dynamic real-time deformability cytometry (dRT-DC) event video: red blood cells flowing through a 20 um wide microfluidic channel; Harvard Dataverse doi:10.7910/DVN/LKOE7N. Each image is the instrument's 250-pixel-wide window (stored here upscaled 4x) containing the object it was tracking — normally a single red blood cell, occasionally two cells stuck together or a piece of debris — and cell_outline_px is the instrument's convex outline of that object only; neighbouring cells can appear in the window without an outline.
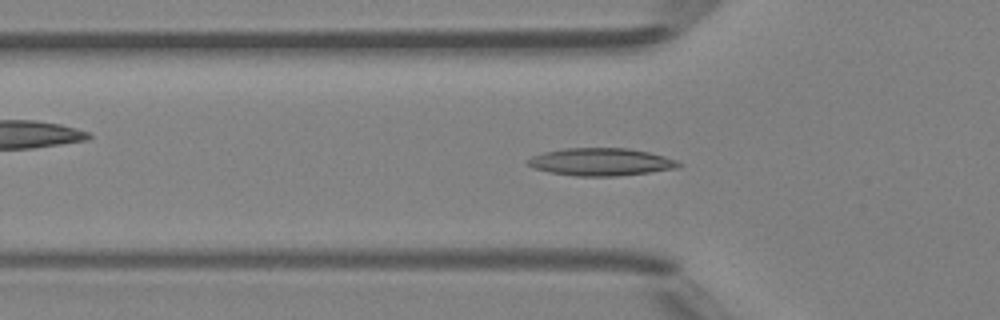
{"species": "Egyptian fruit bat (a non-hibernating species)", "species_latin": "Rousettus aegyptiacus", "temperature_condition": "room temperature", "stored_images_in_passage": 34, "camera_frame_rate_fps": 3000, "um_per_image_px": 0.085, "animal": {"sex": "female"}, "frame": {"image": 1, "passage_image": 3, "time_ms": 0.667, "image_size_px": [1000, 320], "cell_outline_px": [[680, 168], [616, 176], [576, 176], [548, 172], [532, 168], [524, 164], [524, 160], [532, 156], [544, 152], [564, 148], [628, 148], [648, 152], [664, 156], [676, 160], [680, 164]], "centroid_in_image_um": [51.0, 13.76], "position_along_channel_um": 74.8, "area_um2": 24.39}}
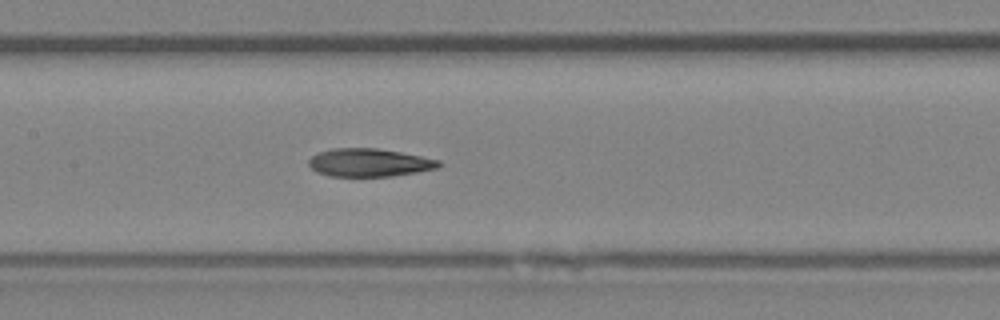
{"frame": {"image": 2, "passage_image": 10, "time_ms": 3.0, "image_size_px": [1000, 320], "cell_outline_px": [[444, 164], [436, 168], [416, 172], [392, 176], [328, 176], [316, 172], [308, 164], [308, 160], [312, 156], [320, 152], [332, 148], [376, 148], [400, 152], [440, 160]], "centroid_in_image_um": [31.38, 13.82], "position_along_channel_um": 176.0, "area_um2": 21.21}}
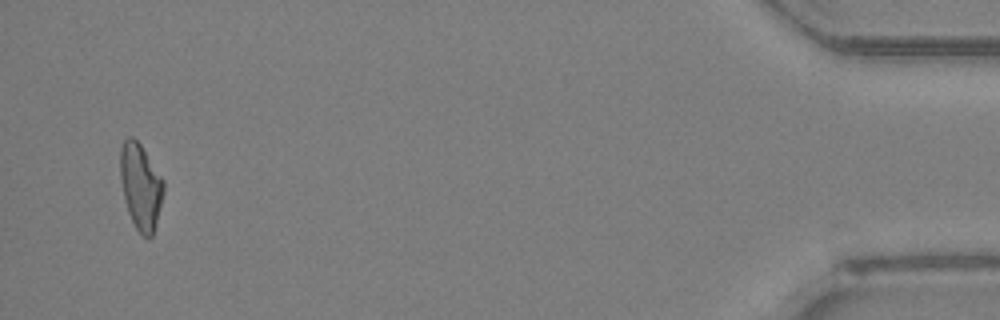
{"frame": {"image": 3, "passage_image": 33, "time_ms": 10.667, "image_size_px": [1000, 320], "cell_outline_px": [[164, 192], [152, 236], [144, 236], [136, 228], [128, 212], [120, 180], [120, 148], [124, 140], [128, 136], [132, 136], [140, 144], [164, 180]], "centroid_in_image_um": [11.94, 15.8], "position_along_channel_um": 423.3, "area_um2": 21.39}, "authors_computed_cell_mechanics": {"area_um2": 21.675, "velocity_mm_per_s": 4.3405, "shape_relaxation_time_tau1_ms": null, "shape_relaxation_time_tau2_ms": 3.5974, "deformation_change_tau1": null, "deformation_change_tau2": 0.1233}}